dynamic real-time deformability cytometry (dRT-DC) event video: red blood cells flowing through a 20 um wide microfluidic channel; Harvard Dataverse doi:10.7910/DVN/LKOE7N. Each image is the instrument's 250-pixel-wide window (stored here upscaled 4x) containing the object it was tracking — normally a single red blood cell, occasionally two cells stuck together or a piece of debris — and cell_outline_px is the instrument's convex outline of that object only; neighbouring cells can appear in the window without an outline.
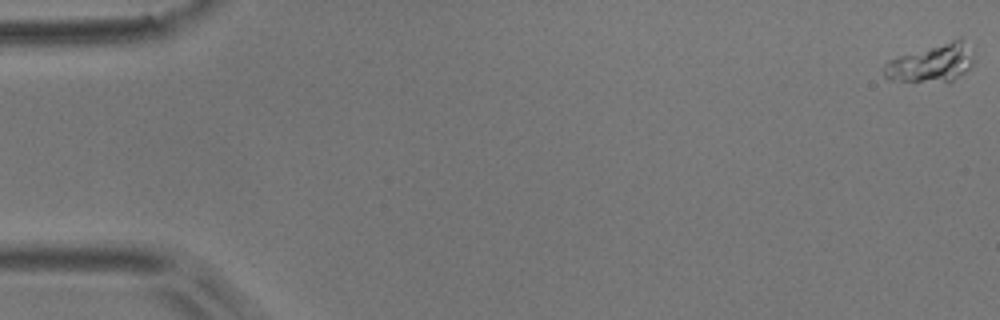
{"species": "common noctule bat (a hibernating species)", "species_latin": "Nyctalus noctula", "temperature_condition": "room temperature", "stored_images_in_passage": 6, "camera_frame_rate_fps": 3000, "um_per_image_px": 0.085, "animal": {"sex": "male", "body_mass_g": 17.9}, "frame": {"image": 1, "passage_image": 1, "time_ms": 0.0, "image_size_px": [1000, 320], "cell_outline_px": [[972, 64], [964, 72], [948, 84], [888, 80], [884, 76], [884, 64], [888, 60], [960, 36], [972, 60]], "centroid_in_image_um": [79.12, 5.41], "position_along_channel_um": 5.9, "area_um2": 19.83}}
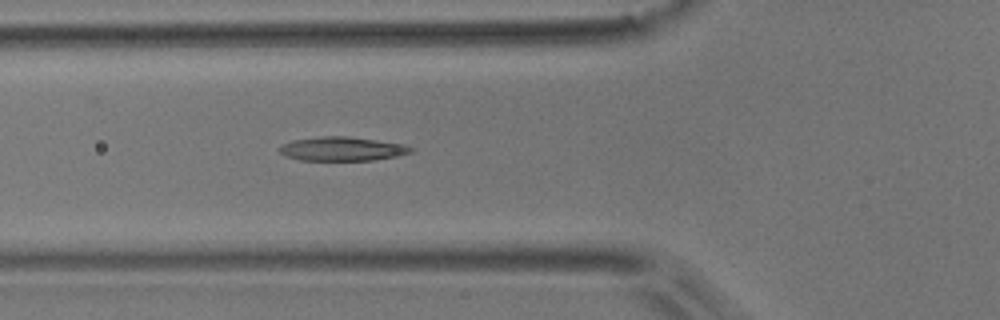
{"frame": {"image": 2, "passage_image": 6, "time_ms": 1.667, "image_size_px": [1000, 320], "cell_outline_px": [[416, 148], [412, 152], [400, 156], [372, 160], [300, 160], [288, 156], [280, 152], [280, 144], [292, 140], [324, 136], [348, 136], [404, 144]], "centroid_in_image_um": [29.14, 12.65], "position_along_channel_um": 96.7, "area_um2": 18.38}}